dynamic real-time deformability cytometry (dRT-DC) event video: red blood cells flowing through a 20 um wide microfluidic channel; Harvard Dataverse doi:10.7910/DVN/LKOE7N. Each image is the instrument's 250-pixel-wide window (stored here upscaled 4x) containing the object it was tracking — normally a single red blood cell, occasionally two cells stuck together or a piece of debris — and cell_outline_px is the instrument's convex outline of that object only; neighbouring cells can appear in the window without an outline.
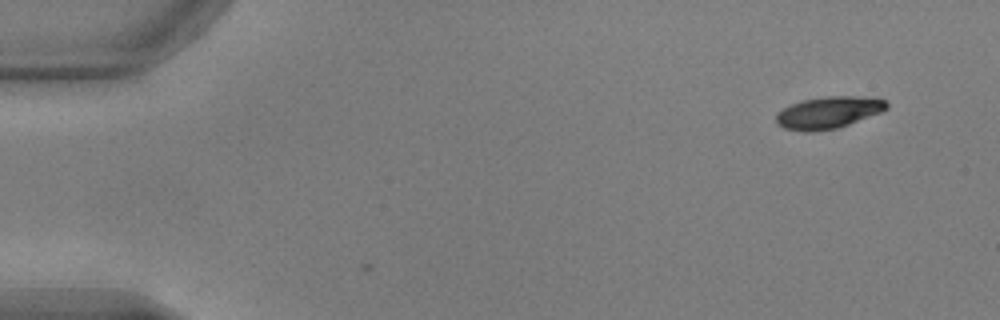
{"species": "common noctule bat (a hibernating species)", "species_latin": "Nyctalus noctula", "temperature_condition": "warm", "stored_images_in_passage": 50, "camera_frame_rate_fps": 3000, "um_per_image_px": 0.085, "animal": {"sex": "male", "body_mass_g": 17.9, "forearm_length_mm": 54.2}, "frame": {"image": 1, "passage_image": 1, "time_ms": 0.0, "image_size_px": [1000, 320], "cell_outline_px": [[888, 108], [880, 112], [848, 124], [836, 128], [812, 132], [804, 132], [784, 128], [776, 124], [776, 116], [784, 108], [800, 100], [828, 96], [856, 96], [884, 100], [888, 104]], "centroid_in_image_um": [70.38, 9.57], "position_along_channel_um": 14.6, "area_um2": 20.29}}
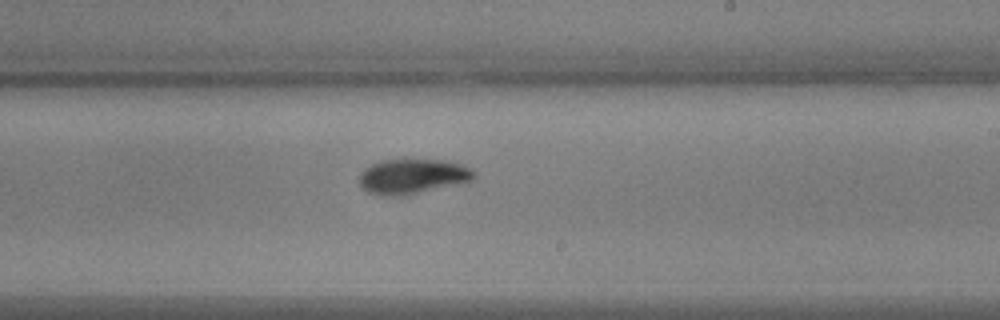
{"frame": {"image": 2, "passage_image": 29, "time_ms": 9.333, "image_size_px": [1000, 320], "cell_outline_px": [[476, 176], [472, 180], [404, 196], [388, 196], [368, 192], [360, 188], [360, 176], [364, 168], [380, 160], [448, 160], [472, 168], [476, 172]], "centroid_in_image_um": [35.07, 14.99], "position_along_channel_um": 253.9, "area_um2": 23.29}}
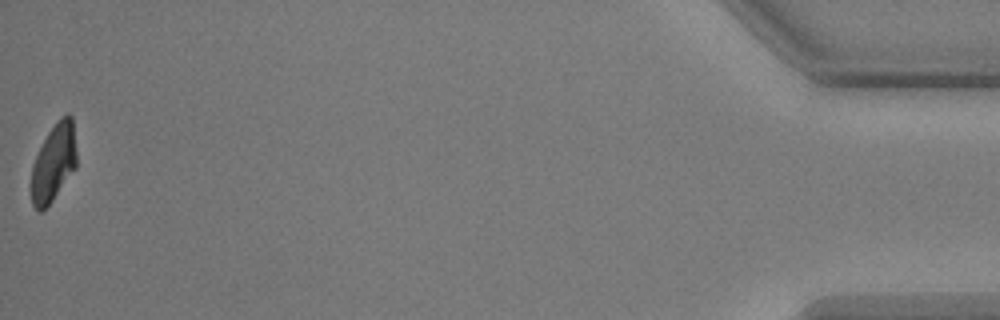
{"frame": {"image": 3, "passage_image": 50, "time_ms": 16.333, "image_size_px": [1000, 320], "cell_outline_px": [[76, 168], [52, 200], [40, 212], [32, 204], [28, 184], [32, 164], [48, 132], [60, 116], [68, 112], [72, 116], [76, 152]], "centroid_in_image_um": [4.52, 13.83], "position_along_channel_um": 430.7, "area_um2": 20.75}, "authors_computed_cell_mechanics": {"area_um2": 22.3686, "velocity_mm_per_s": 3.8372, "shape_relaxation_time_tau1_ms": 2.5092, "shape_relaxation_time_tau2_ms": 4.9571, "deformation_change_tau1": 0.1537, "deformation_change_tau2": 0.0945}}